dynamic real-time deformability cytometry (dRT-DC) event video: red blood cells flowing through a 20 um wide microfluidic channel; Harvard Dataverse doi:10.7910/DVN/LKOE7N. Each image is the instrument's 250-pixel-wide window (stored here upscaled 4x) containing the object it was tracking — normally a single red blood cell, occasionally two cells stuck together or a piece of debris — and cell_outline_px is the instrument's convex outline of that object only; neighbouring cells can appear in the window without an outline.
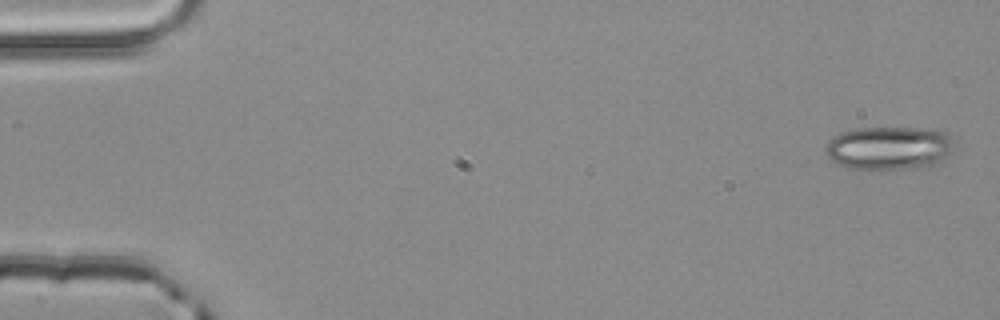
{"species": "common noctule bat (a hibernating species)", "species_latin": "Nyctalus noctula", "temperature_condition": "room temperature", "stored_images_in_passage": 4, "camera_frame_rate_fps": 3000, "um_per_image_px": 0.085, "animal": {"sex": "male", "body_mass_g": 20.4}, "frame": {"image": 1, "passage_image": 1, "time_ms": 0.0, "image_size_px": [1000, 320], "cell_outline_px": [[952, 148], [936, 164], [924, 168], [848, 168], [836, 164], [824, 152], [824, 148], [840, 132], [856, 128], [920, 128], [944, 132], [952, 136]], "centroid_in_image_um": [75.54, 12.57], "position_along_channel_um": 9.5, "area_um2": 32.08}}